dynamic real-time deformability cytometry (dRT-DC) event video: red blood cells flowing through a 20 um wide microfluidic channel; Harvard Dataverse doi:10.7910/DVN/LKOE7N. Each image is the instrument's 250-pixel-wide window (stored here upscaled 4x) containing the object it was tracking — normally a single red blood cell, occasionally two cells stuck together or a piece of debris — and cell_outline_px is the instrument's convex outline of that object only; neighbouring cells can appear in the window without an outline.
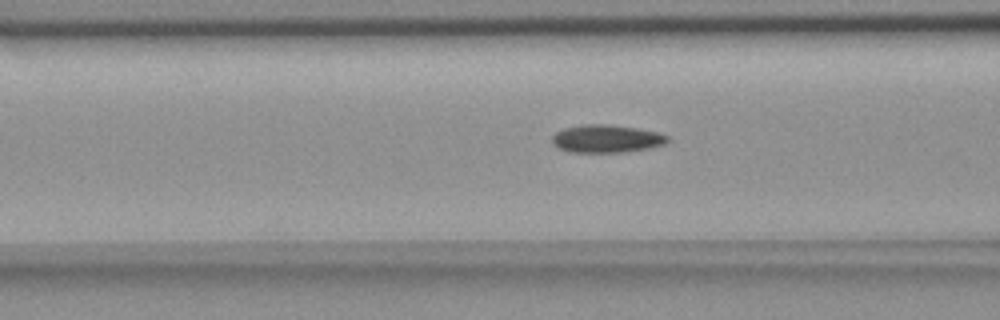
{"species": "common noctule bat (a hibernating species)", "species_latin": "Nyctalus noctula", "temperature_condition": "room temperature", "stored_images_in_passage": 38, "camera_frame_rate_fps": 3000, "um_per_image_px": 0.085, "animal": {"sex": "female", "body_mass_g": 18.4}, "frame": {"image": 1, "passage_image": 15, "time_ms": 4.667, "image_size_px": [1000, 320], "cell_outline_px": [[668, 140], [664, 144], [648, 148], [620, 152], [568, 152], [552, 144], [552, 136], [556, 132], [564, 128], [580, 124], [608, 124], [640, 128], [656, 132], [668, 136]], "centroid_in_image_um": [51.51, 11.78], "position_along_channel_um": 115.1, "area_um2": 18.73}}
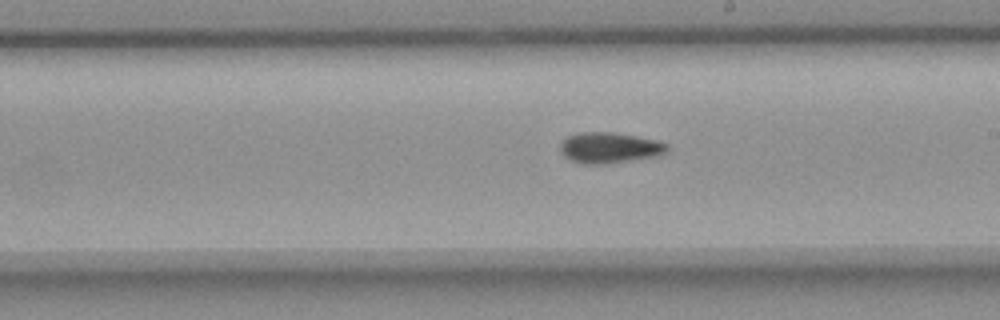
{"frame": {"image": 2, "passage_image": 25, "time_ms": 8.0, "image_size_px": [1000, 320], "cell_outline_px": [[668, 152], [656, 156], [632, 160], [600, 164], [580, 164], [564, 156], [560, 152], [560, 144], [568, 136], [576, 132], [612, 132], [660, 140], [668, 144]], "centroid_in_image_um": [51.82, 12.55], "position_along_channel_um": 237.2, "area_um2": 19.31}}
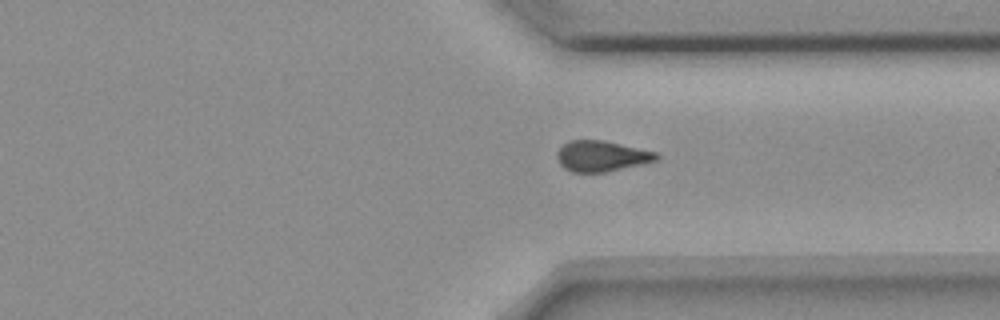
{"frame": {"image": 3, "passage_image": 35, "time_ms": 11.333, "image_size_px": [1000, 320], "cell_outline_px": [[660, 156], [656, 160], [640, 164], [604, 172], [572, 172], [564, 168], [560, 164], [556, 156], [556, 152], [568, 140], [604, 140], [656, 152]], "centroid_in_image_um": [51.09, 13.26], "position_along_channel_um": 360.3, "area_um2": 17.63}}